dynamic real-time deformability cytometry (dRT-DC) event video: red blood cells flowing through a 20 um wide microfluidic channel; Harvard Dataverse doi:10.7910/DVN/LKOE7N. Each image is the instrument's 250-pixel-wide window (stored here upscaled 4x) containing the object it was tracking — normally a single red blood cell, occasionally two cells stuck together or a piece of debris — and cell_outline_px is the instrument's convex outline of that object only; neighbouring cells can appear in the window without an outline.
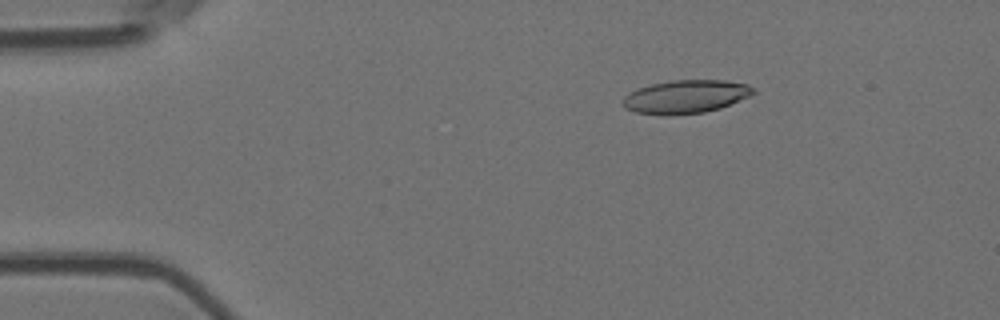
{"species": "Egyptian fruit bat (a non-hibernating species)", "species_latin": "Rousettus aegyptiacus", "temperature_condition": "room temperature", "stored_images_in_passage": 5, "camera_frame_rate_fps": 3000, "um_per_image_px": 0.085, "animal": {"sex": "female"}, "frame": {"image": 1, "passage_image": 3, "time_ms": 0.667, "image_size_px": [1000, 320], "cell_outline_px": [[756, 92], [752, 96], [720, 108], [704, 112], [668, 116], [664, 116], [636, 112], [624, 108], [620, 100], [628, 92], [636, 88], [652, 84], [672, 80], [724, 80], [748, 84], [756, 88]], "centroid_in_image_um": [58.28, 8.22], "position_along_channel_um": 26.7, "area_um2": 25.84}}